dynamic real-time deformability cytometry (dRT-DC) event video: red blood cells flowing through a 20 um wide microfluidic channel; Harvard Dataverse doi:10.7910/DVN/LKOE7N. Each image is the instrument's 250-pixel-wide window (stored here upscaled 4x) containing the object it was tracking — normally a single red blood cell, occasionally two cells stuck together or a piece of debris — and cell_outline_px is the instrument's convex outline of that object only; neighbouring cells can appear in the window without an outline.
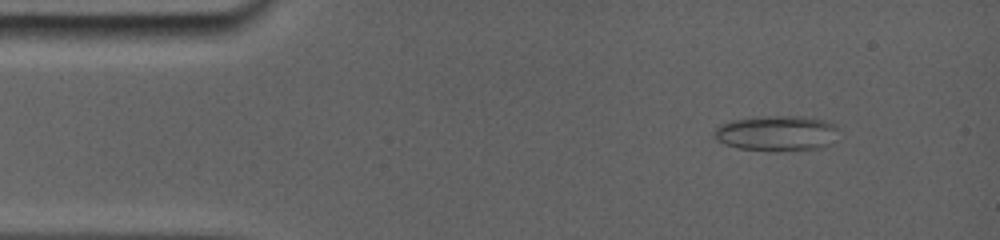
{"species": "common noctule bat (a hibernating species)", "species_latin": "Nyctalus noctula", "temperature_condition": "room temperature", "stored_images_in_passage": 33, "camera_frame_rate_fps": 5000, "um_per_image_px": 0.085, "animal": {"sex": "female", "body_mass_g": 19.0, "forearm_length_mm": 56.7}, "frame": {"image": 1, "passage_image": 2, "time_ms": 0.2, "image_size_px": [1000, 240], "cell_outline_px": [[832, 128], [800, 148], [744, 148], [732, 144], [716, 136], [716, 128], [724, 124], [736, 120], [816, 120], [832, 124]], "centroid_in_image_um": [65.61, 11.31], "position_along_channel_um": 19.4, "area_um2": 19.31}}
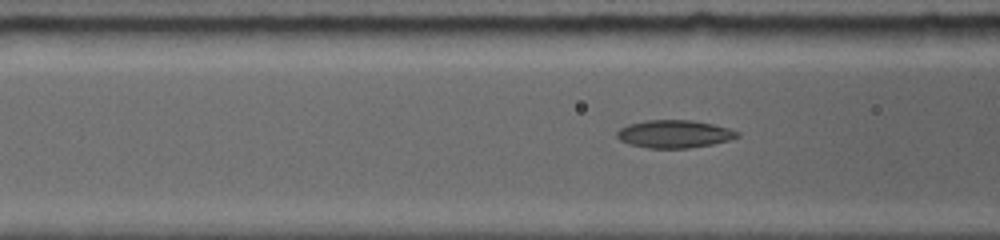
{"frame": {"image": 2, "passage_image": 22, "time_ms": 4.4, "image_size_px": [1000, 240], "cell_outline_px": [[740, 136], [728, 140], [712, 144], [688, 148], [652, 148], [632, 144], [620, 140], [616, 136], [616, 132], [620, 128], [632, 124], [648, 120], [692, 120], [712, 124], [728, 128], [736, 132]], "centroid_in_image_um": [57.32, 11.38], "position_along_channel_um": 109.3, "area_um2": 19.07}}
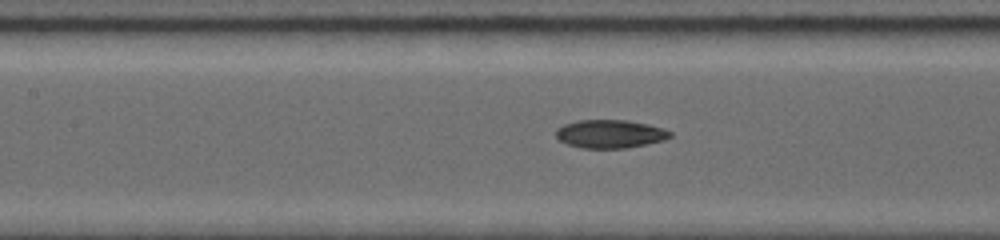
{"frame": {"image": 3, "passage_image": 29, "time_ms": 5.6, "image_size_px": [1000, 240], "cell_outline_px": [[672, 136], [660, 140], [644, 144], [624, 148], [584, 148], [568, 144], [560, 140], [556, 136], [556, 132], [564, 124], [580, 120], [624, 120], [644, 124], [660, 128], [672, 132]], "centroid_in_image_um": [51.82, 11.38], "position_along_channel_um": 155.6, "area_um2": 18.21}}